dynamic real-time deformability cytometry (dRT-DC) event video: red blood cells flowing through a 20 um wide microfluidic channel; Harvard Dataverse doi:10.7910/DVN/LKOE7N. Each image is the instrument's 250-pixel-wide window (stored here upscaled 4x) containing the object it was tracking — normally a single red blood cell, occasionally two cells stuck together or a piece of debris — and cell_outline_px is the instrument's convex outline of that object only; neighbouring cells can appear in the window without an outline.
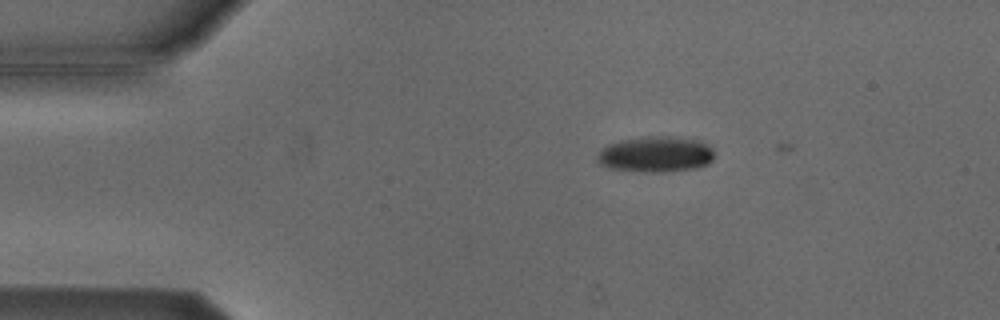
{"species": "Egyptian fruit bat (a non-hibernating species)", "species_latin": "Rousettus aegyptiacus", "temperature_condition": "cold", "stored_images_in_passage": 5, "camera_frame_rate_fps": 3000, "um_per_image_px": 0.085, "animal": {"sex": "male"}, "frame": {"image": 1, "passage_image": 3, "time_ms": 2.333, "image_size_px": [1000, 320], "cell_outline_px": [[712, 160], [708, 164], [696, 168], [660, 172], [644, 172], [608, 168], [596, 164], [596, 156], [600, 148], [608, 144], [620, 140], [660, 136], [668, 136], [700, 140], [708, 144], [712, 148]], "centroid_in_image_um": [55.68, 13.12], "position_along_channel_um": 29.3, "area_um2": 24.57}}